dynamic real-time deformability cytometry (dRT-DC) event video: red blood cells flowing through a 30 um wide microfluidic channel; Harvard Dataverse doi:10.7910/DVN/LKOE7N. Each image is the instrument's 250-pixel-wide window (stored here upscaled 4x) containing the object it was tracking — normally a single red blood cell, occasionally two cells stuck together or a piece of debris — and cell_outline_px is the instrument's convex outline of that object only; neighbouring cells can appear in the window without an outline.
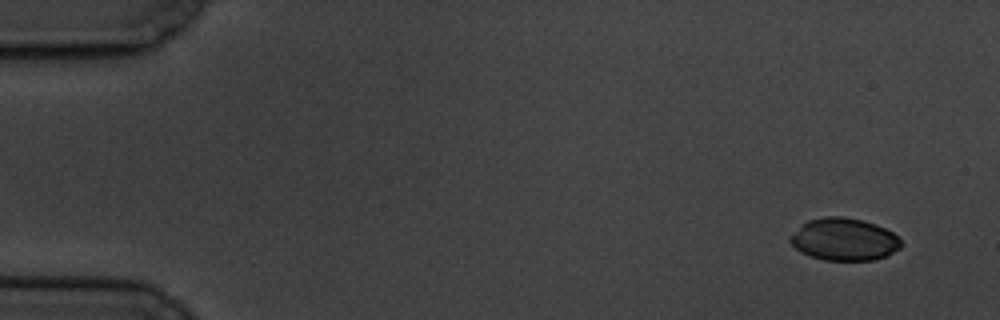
{"species": "common noctule bat (a hibernating species)", "species_latin": "Nyctalus noctula", "temperature_condition": "cold", "stored_images_in_passage": 9, "camera_frame_rate_fps": 3000, "um_per_image_px": 0.085, "animal": {"sex": "male", "body_mass_g": 19.5, "forearm_length_mm": 54.6}, "frame": {"image": 1, "passage_image": 1, "time_ms": 0.0, "image_size_px": [1000, 320], "cell_outline_px": [[904, 244], [900, 248], [884, 256], [872, 260], [824, 260], [800, 252], [788, 240], [788, 236], [800, 224], [808, 220], [824, 216], [840, 216], [860, 220], [876, 224], [892, 232]], "centroid_in_image_um": [71.7, 20.33], "position_along_channel_um": 13.3, "area_um2": 27.4}}
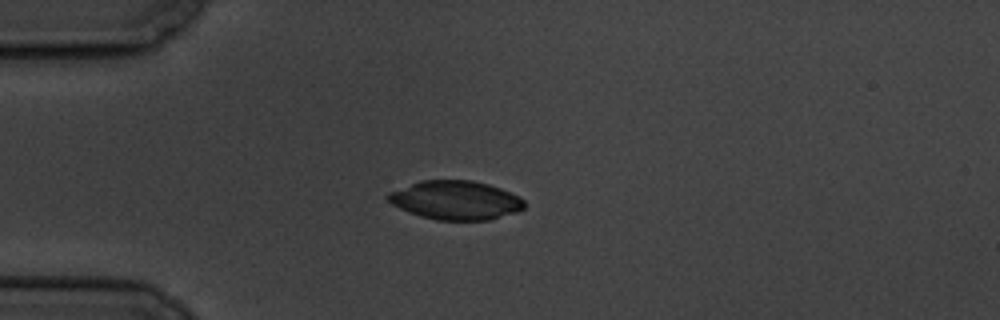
{"frame": {"image": 2, "passage_image": 4, "time_ms": 4.0, "image_size_px": [1000, 320], "cell_outline_px": [[524, 208], [516, 212], [488, 220], [436, 220], [420, 216], [408, 212], [392, 204], [384, 196], [388, 192], [420, 180], [472, 180], [488, 184], [500, 188], [520, 196], [524, 200]], "centroid_in_image_um": [38.7, 17.01], "position_along_channel_um": 46.3, "area_um2": 30.98}}